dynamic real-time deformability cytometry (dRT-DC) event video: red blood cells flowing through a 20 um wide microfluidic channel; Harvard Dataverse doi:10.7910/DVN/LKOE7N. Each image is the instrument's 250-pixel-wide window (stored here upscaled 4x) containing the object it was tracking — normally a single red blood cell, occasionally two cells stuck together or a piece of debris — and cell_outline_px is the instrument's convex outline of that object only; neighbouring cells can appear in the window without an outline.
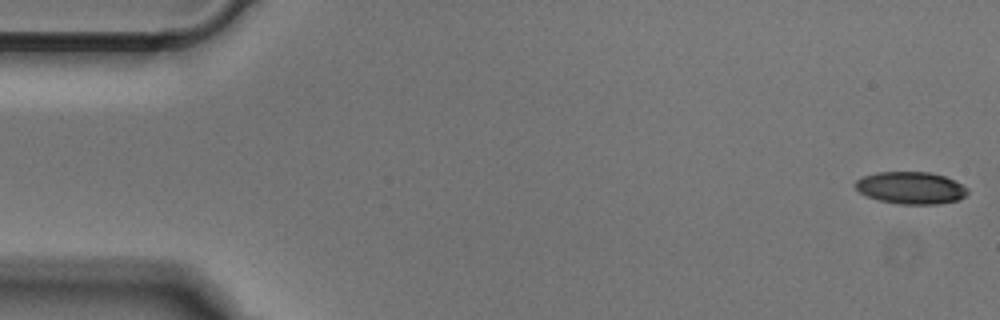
{"species": "Egyptian fruit bat (a non-hibernating species)", "species_latin": "Rousettus aegyptiacus", "temperature_condition": "cold", "stored_images_in_passage": 52, "segment_of_instrument_passage": [1, 2], "camera_frame_rate_fps": 3000, "um_per_image_px": 0.085, "animal": {"sex": "male"}, "frame": {"image": 1, "passage_image": 1, "time_ms": 0.0, "image_size_px": [1000, 320], "cell_outline_px": [[968, 192], [960, 200], [936, 204], [900, 204], [880, 200], [868, 196], [860, 192], [852, 184], [856, 180], [864, 176], [876, 172], [932, 172], [944, 176], [968, 188]], "centroid_in_image_um": [77.41, 15.96], "position_along_channel_um": 7.6, "area_um2": 20.98}}
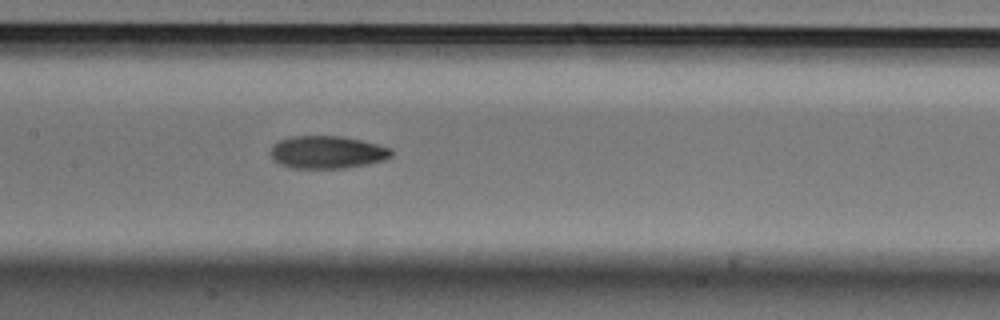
{"frame": {"image": 2, "passage_image": 24, "time_ms": 7.667, "image_size_px": [1000, 320], "cell_outline_px": [[392, 156], [384, 160], [368, 164], [344, 168], [288, 168], [272, 160], [268, 152], [272, 144], [288, 136], [344, 136], [392, 148]], "centroid_in_image_um": [27.75, 12.94], "position_along_channel_um": 179.6, "area_um2": 23.35}}
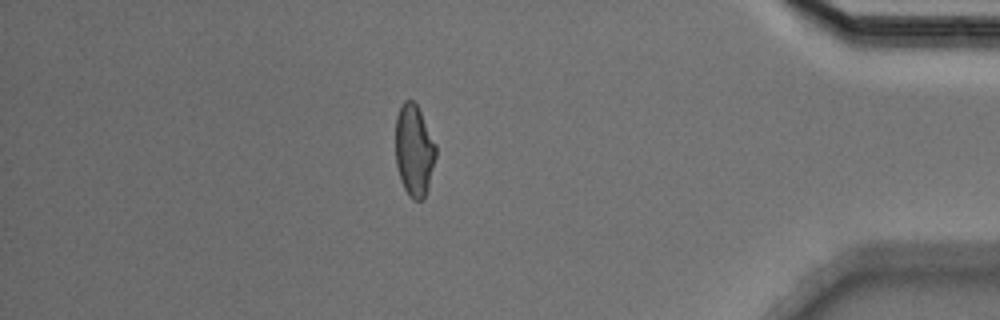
{"frame": {"image": 3, "passage_image": 44, "time_ms": 14.333, "image_size_px": [1000, 320], "cell_outline_px": [[436, 156], [428, 188], [424, 196], [420, 200], [412, 200], [404, 188], [400, 180], [396, 164], [396, 116], [404, 100], [412, 100], [416, 104], [436, 144]], "centroid_in_image_um": [35.19, 12.8], "position_along_channel_um": 400.0, "area_um2": 21.39}}